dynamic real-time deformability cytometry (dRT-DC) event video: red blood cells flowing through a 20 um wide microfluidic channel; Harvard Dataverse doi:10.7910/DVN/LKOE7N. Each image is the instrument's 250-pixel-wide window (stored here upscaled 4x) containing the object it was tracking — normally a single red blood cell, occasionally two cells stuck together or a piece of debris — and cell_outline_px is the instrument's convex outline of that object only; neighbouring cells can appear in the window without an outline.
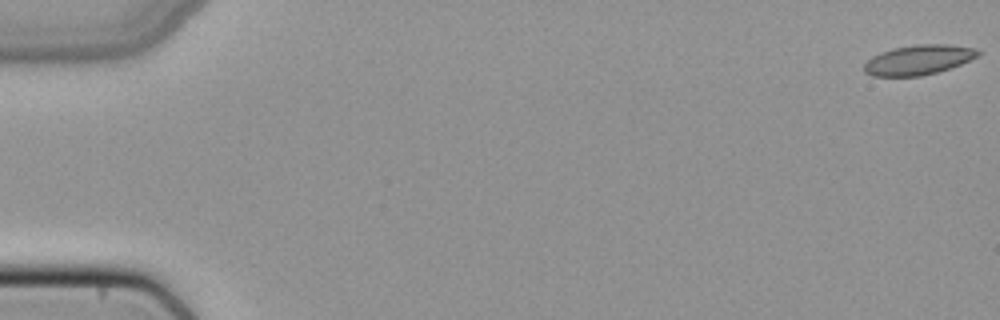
{"species": "common noctule bat (a hibernating species)", "species_latin": "Nyctalus noctula", "temperature_condition": "cold", "stored_images_in_passage": 12, "camera_frame_rate_fps": 3000, "um_per_image_px": 0.085, "animal": {"sex": "female", "body_mass_g": 22.7, "forearm_length_mm": 54.2}, "frame": {"image": 1, "passage_image": 1, "time_ms": 0.0, "image_size_px": [1000, 320], "cell_outline_px": [[980, 52], [976, 56], [960, 64], [936, 72], [920, 76], [872, 76], [864, 72], [864, 64], [872, 56], [880, 52], [892, 48], [916, 44], [948, 44], [976, 48]], "centroid_in_image_um": [78.02, 5.08], "position_along_channel_um": 7.0, "area_um2": 19.65}}